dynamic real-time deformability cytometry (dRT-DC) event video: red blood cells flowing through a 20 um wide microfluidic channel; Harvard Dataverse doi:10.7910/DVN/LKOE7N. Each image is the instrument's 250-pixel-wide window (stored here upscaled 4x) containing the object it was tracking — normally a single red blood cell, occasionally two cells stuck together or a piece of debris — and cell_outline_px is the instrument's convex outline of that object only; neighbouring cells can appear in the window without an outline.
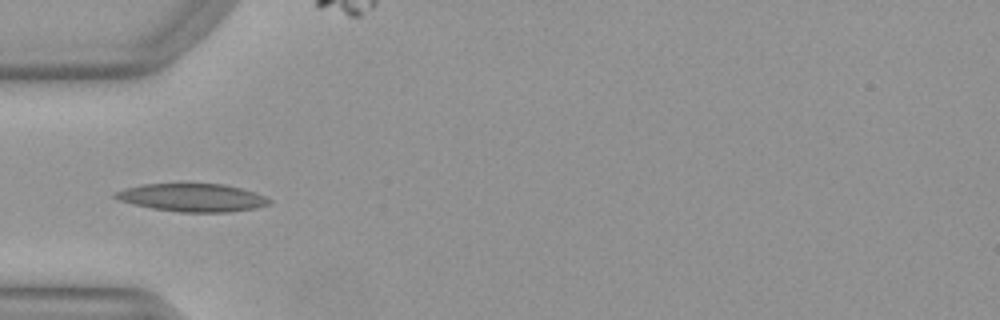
{"species": "Egyptian fruit bat (a non-hibernating species)", "species_latin": "Rousettus aegyptiacus", "temperature_condition": "warm", "stored_images_in_passage": 48, "segment_of_instrument_passage": [1, 2], "camera_frame_rate_fps": 3000, "um_per_image_px": 0.085, "animal": {"sex": "female"}, "frame": {"image": 1, "passage_image": 12, "time_ms": 3.667, "image_size_px": [1000, 320], "cell_outline_px": [[272, 200], [268, 204], [256, 208], [228, 212], [180, 212], [152, 208], [120, 200], [112, 196], [112, 192], [124, 188], [140, 184], [224, 184], [256, 192]], "centroid_in_image_um": [16.33, 16.79], "position_along_channel_um": 68.7, "area_um2": 25.03}}
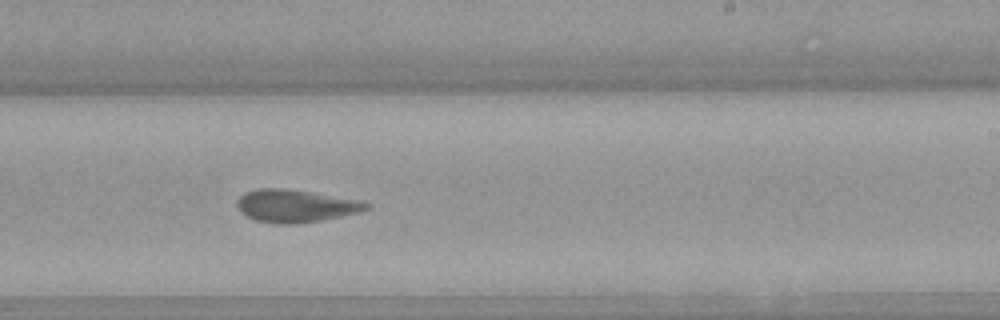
{"frame": {"image": 2, "passage_image": 27, "time_ms": 8.667, "image_size_px": [1000, 320], "cell_outline_px": [[368, 208], [360, 212], [320, 220], [296, 224], [272, 224], [256, 220], [244, 216], [236, 208], [236, 200], [244, 192], [260, 188], [280, 188], [308, 192], [356, 200], [368, 204]], "centroid_in_image_um": [24.99, 17.52], "position_along_channel_um": 264.0, "area_um2": 24.33}}
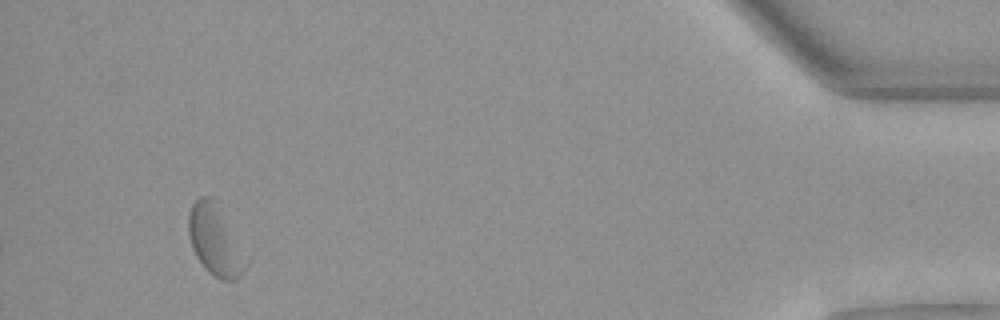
{"frame": {"image": 3, "passage_image": 44, "time_ms": 14.333, "image_size_px": [1000, 320], "cell_outline_px": [[248, 264], [244, 272], [236, 280], [220, 280], [208, 272], [204, 268], [196, 256], [192, 248], [188, 236], [188, 212], [192, 204], [200, 196], [212, 196]], "centroid_in_image_um": [18.22, 20.47], "position_along_channel_um": 417.0, "area_um2": 22.83}}